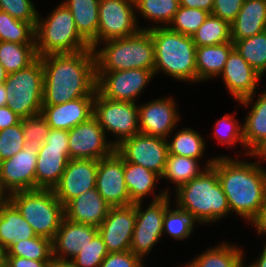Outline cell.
I'll use <instances>...</instances> for the list:
<instances>
[{"label":"cell","mask_w":266,"mask_h":267,"mask_svg":"<svg viewBox=\"0 0 266 267\" xmlns=\"http://www.w3.org/2000/svg\"><path fill=\"white\" fill-rule=\"evenodd\" d=\"M227 197L230 214L233 212L250 222L266 203V169L257 161L217 156L211 166Z\"/></svg>","instance_id":"2"},{"label":"cell","mask_w":266,"mask_h":267,"mask_svg":"<svg viewBox=\"0 0 266 267\" xmlns=\"http://www.w3.org/2000/svg\"><path fill=\"white\" fill-rule=\"evenodd\" d=\"M264 91L256 101L254 94L238 101L244 107H251L243 122L244 145L249 153L266 139V89Z\"/></svg>","instance_id":"26"},{"label":"cell","mask_w":266,"mask_h":267,"mask_svg":"<svg viewBox=\"0 0 266 267\" xmlns=\"http://www.w3.org/2000/svg\"><path fill=\"white\" fill-rule=\"evenodd\" d=\"M136 19L141 14L144 19L156 22V27H167L180 7L179 0H134ZM163 23V24H162ZM158 24H160L158 26ZM162 24V25H161Z\"/></svg>","instance_id":"36"},{"label":"cell","mask_w":266,"mask_h":267,"mask_svg":"<svg viewBox=\"0 0 266 267\" xmlns=\"http://www.w3.org/2000/svg\"><path fill=\"white\" fill-rule=\"evenodd\" d=\"M169 207L164 214L163 236L164 233L177 240L189 238L196 227V221L184 210L176 205L172 210Z\"/></svg>","instance_id":"39"},{"label":"cell","mask_w":266,"mask_h":267,"mask_svg":"<svg viewBox=\"0 0 266 267\" xmlns=\"http://www.w3.org/2000/svg\"><path fill=\"white\" fill-rule=\"evenodd\" d=\"M249 223L254 225L253 227L257 229L258 235H266V203L261 212L257 214Z\"/></svg>","instance_id":"52"},{"label":"cell","mask_w":266,"mask_h":267,"mask_svg":"<svg viewBox=\"0 0 266 267\" xmlns=\"http://www.w3.org/2000/svg\"><path fill=\"white\" fill-rule=\"evenodd\" d=\"M97 233V227L76 223L64 217L52 240V257L71 260L79 253L81 246L91 242Z\"/></svg>","instance_id":"23"},{"label":"cell","mask_w":266,"mask_h":267,"mask_svg":"<svg viewBox=\"0 0 266 267\" xmlns=\"http://www.w3.org/2000/svg\"><path fill=\"white\" fill-rule=\"evenodd\" d=\"M40 17L38 15L35 26L38 57L91 49L90 44L79 34L72 13L63 2L46 19Z\"/></svg>","instance_id":"6"},{"label":"cell","mask_w":266,"mask_h":267,"mask_svg":"<svg viewBox=\"0 0 266 267\" xmlns=\"http://www.w3.org/2000/svg\"><path fill=\"white\" fill-rule=\"evenodd\" d=\"M100 126L116 138L110 143L116 148L124 140L140 133L139 110L135 102L115 101L102 97L97 91L94 99V113Z\"/></svg>","instance_id":"9"},{"label":"cell","mask_w":266,"mask_h":267,"mask_svg":"<svg viewBox=\"0 0 266 267\" xmlns=\"http://www.w3.org/2000/svg\"><path fill=\"white\" fill-rule=\"evenodd\" d=\"M99 267H146L131 251L108 253Z\"/></svg>","instance_id":"47"},{"label":"cell","mask_w":266,"mask_h":267,"mask_svg":"<svg viewBox=\"0 0 266 267\" xmlns=\"http://www.w3.org/2000/svg\"><path fill=\"white\" fill-rule=\"evenodd\" d=\"M135 222V203L110 208L108 215L98 227V233L102 236L108 253L130 251Z\"/></svg>","instance_id":"19"},{"label":"cell","mask_w":266,"mask_h":267,"mask_svg":"<svg viewBox=\"0 0 266 267\" xmlns=\"http://www.w3.org/2000/svg\"><path fill=\"white\" fill-rule=\"evenodd\" d=\"M154 72L145 69L96 72V91L104 98L115 101L136 102L153 79Z\"/></svg>","instance_id":"13"},{"label":"cell","mask_w":266,"mask_h":267,"mask_svg":"<svg viewBox=\"0 0 266 267\" xmlns=\"http://www.w3.org/2000/svg\"><path fill=\"white\" fill-rule=\"evenodd\" d=\"M0 10L36 26L39 13L31 0H0Z\"/></svg>","instance_id":"46"},{"label":"cell","mask_w":266,"mask_h":267,"mask_svg":"<svg viewBox=\"0 0 266 267\" xmlns=\"http://www.w3.org/2000/svg\"><path fill=\"white\" fill-rule=\"evenodd\" d=\"M174 134L173 139H167L169 154L202 160L206 150V142L201 133L199 134L198 131L188 127L180 128Z\"/></svg>","instance_id":"34"},{"label":"cell","mask_w":266,"mask_h":267,"mask_svg":"<svg viewBox=\"0 0 266 267\" xmlns=\"http://www.w3.org/2000/svg\"><path fill=\"white\" fill-rule=\"evenodd\" d=\"M21 118L15 114L7 105L0 107V130L14 126Z\"/></svg>","instance_id":"50"},{"label":"cell","mask_w":266,"mask_h":267,"mask_svg":"<svg viewBox=\"0 0 266 267\" xmlns=\"http://www.w3.org/2000/svg\"><path fill=\"white\" fill-rule=\"evenodd\" d=\"M175 192L176 203L173 205L187 212L199 224H211L230 215L227 197L212 167Z\"/></svg>","instance_id":"3"},{"label":"cell","mask_w":266,"mask_h":267,"mask_svg":"<svg viewBox=\"0 0 266 267\" xmlns=\"http://www.w3.org/2000/svg\"><path fill=\"white\" fill-rule=\"evenodd\" d=\"M244 0H214L211 14L231 24L240 12Z\"/></svg>","instance_id":"48"},{"label":"cell","mask_w":266,"mask_h":267,"mask_svg":"<svg viewBox=\"0 0 266 267\" xmlns=\"http://www.w3.org/2000/svg\"><path fill=\"white\" fill-rule=\"evenodd\" d=\"M98 160L70 159L59 183L53 188L56 198L65 206L83 192L96 188Z\"/></svg>","instance_id":"20"},{"label":"cell","mask_w":266,"mask_h":267,"mask_svg":"<svg viewBox=\"0 0 266 267\" xmlns=\"http://www.w3.org/2000/svg\"><path fill=\"white\" fill-rule=\"evenodd\" d=\"M68 140L70 159L100 160L115 151L94 115L68 130Z\"/></svg>","instance_id":"15"},{"label":"cell","mask_w":266,"mask_h":267,"mask_svg":"<svg viewBox=\"0 0 266 267\" xmlns=\"http://www.w3.org/2000/svg\"><path fill=\"white\" fill-rule=\"evenodd\" d=\"M38 58L35 44L0 41V63L8 74L29 67Z\"/></svg>","instance_id":"33"},{"label":"cell","mask_w":266,"mask_h":267,"mask_svg":"<svg viewBox=\"0 0 266 267\" xmlns=\"http://www.w3.org/2000/svg\"><path fill=\"white\" fill-rule=\"evenodd\" d=\"M215 157L206 162L200 169V160L191 157L168 154L166 167L161 179L170 180L177 190L181 185L188 183L192 179L200 176L207 168L214 163Z\"/></svg>","instance_id":"31"},{"label":"cell","mask_w":266,"mask_h":267,"mask_svg":"<svg viewBox=\"0 0 266 267\" xmlns=\"http://www.w3.org/2000/svg\"><path fill=\"white\" fill-rule=\"evenodd\" d=\"M7 105V95L5 90V84L0 85V107Z\"/></svg>","instance_id":"56"},{"label":"cell","mask_w":266,"mask_h":267,"mask_svg":"<svg viewBox=\"0 0 266 267\" xmlns=\"http://www.w3.org/2000/svg\"><path fill=\"white\" fill-rule=\"evenodd\" d=\"M103 48L93 49L96 72L145 69L154 72V41L148 30L134 35L102 42ZM105 44V45H104Z\"/></svg>","instance_id":"5"},{"label":"cell","mask_w":266,"mask_h":267,"mask_svg":"<svg viewBox=\"0 0 266 267\" xmlns=\"http://www.w3.org/2000/svg\"><path fill=\"white\" fill-rule=\"evenodd\" d=\"M51 260H32L18 256H6V263L11 267H47Z\"/></svg>","instance_id":"49"},{"label":"cell","mask_w":266,"mask_h":267,"mask_svg":"<svg viewBox=\"0 0 266 267\" xmlns=\"http://www.w3.org/2000/svg\"><path fill=\"white\" fill-rule=\"evenodd\" d=\"M36 236L32 226L22 217L16 206L7 199L0 206V245L7 252L20 240Z\"/></svg>","instance_id":"27"},{"label":"cell","mask_w":266,"mask_h":267,"mask_svg":"<svg viewBox=\"0 0 266 267\" xmlns=\"http://www.w3.org/2000/svg\"><path fill=\"white\" fill-rule=\"evenodd\" d=\"M8 73L6 72L3 65L0 63V85L5 84V81L7 79Z\"/></svg>","instance_id":"57"},{"label":"cell","mask_w":266,"mask_h":267,"mask_svg":"<svg viewBox=\"0 0 266 267\" xmlns=\"http://www.w3.org/2000/svg\"><path fill=\"white\" fill-rule=\"evenodd\" d=\"M1 267H11V266L8 265V264L5 262Z\"/></svg>","instance_id":"60"},{"label":"cell","mask_w":266,"mask_h":267,"mask_svg":"<svg viewBox=\"0 0 266 267\" xmlns=\"http://www.w3.org/2000/svg\"><path fill=\"white\" fill-rule=\"evenodd\" d=\"M8 199V195L0 187V206Z\"/></svg>","instance_id":"59"},{"label":"cell","mask_w":266,"mask_h":267,"mask_svg":"<svg viewBox=\"0 0 266 267\" xmlns=\"http://www.w3.org/2000/svg\"><path fill=\"white\" fill-rule=\"evenodd\" d=\"M174 99L164 96L138 105L140 133L169 139L181 116Z\"/></svg>","instance_id":"17"},{"label":"cell","mask_w":266,"mask_h":267,"mask_svg":"<svg viewBox=\"0 0 266 267\" xmlns=\"http://www.w3.org/2000/svg\"><path fill=\"white\" fill-rule=\"evenodd\" d=\"M96 190L111 207L134 204L124 180V159L116 151L98 160Z\"/></svg>","instance_id":"16"},{"label":"cell","mask_w":266,"mask_h":267,"mask_svg":"<svg viewBox=\"0 0 266 267\" xmlns=\"http://www.w3.org/2000/svg\"><path fill=\"white\" fill-rule=\"evenodd\" d=\"M0 41L35 44V26L0 10Z\"/></svg>","instance_id":"38"},{"label":"cell","mask_w":266,"mask_h":267,"mask_svg":"<svg viewBox=\"0 0 266 267\" xmlns=\"http://www.w3.org/2000/svg\"><path fill=\"white\" fill-rule=\"evenodd\" d=\"M209 14L202 9L180 6L167 27L174 32L192 37Z\"/></svg>","instance_id":"41"},{"label":"cell","mask_w":266,"mask_h":267,"mask_svg":"<svg viewBox=\"0 0 266 267\" xmlns=\"http://www.w3.org/2000/svg\"><path fill=\"white\" fill-rule=\"evenodd\" d=\"M230 27L231 40H242L266 30V0H244Z\"/></svg>","instance_id":"28"},{"label":"cell","mask_w":266,"mask_h":267,"mask_svg":"<svg viewBox=\"0 0 266 267\" xmlns=\"http://www.w3.org/2000/svg\"><path fill=\"white\" fill-rule=\"evenodd\" d=\"M143 202H136V222L130 244V251L142 260L163 237L165 211L171 205L170 195L158 201H151L143 210Z\"/></svg>","instance_id":"12"},{"label":"cell","mask_w":266,"mask_h":267,"mask_svg":"<svg viewBox=\"0 0 266 267\" xmlns=\"http://www.w3.org/2000/svg\"><path fill=\"white\" fill-rule=\"evenodd\" d=\"M25 145L21 121L14 126L0 130V162L13 157Z\"/></svg>","instance_id":"45"},{"label":"cell","mask_w":266,"mask_h":267,"mask_svg":"<svg viewBox=\"0 0 266 267\" xmlns=\"http://www.w3.org/2000/svg\"><path fill=\"white\" fill-rule=\"evenodd\" d=\"M6 256H18L36 261L51 260L52 241L42 236L20 240L6 252Z\"/></svg>","instance_id":"40"},{"label":"cell","mask_w":266,"mask_h":267,"mask_svg":"<svg viewBox=\"0 0 266 267\" xmlns=\"http://www.w3.org/2000/svg\"><path fill=\"white\" fill-rule=\"evenodd\" d=\"M47 267H76L71 260L52 258Z\"/></svg>","instance_id":"54"},{"label":"cell","mask_w":266,"mask_h":267,"mask_svg":"<svg viewBox=\"0 0 266 267\" xmlns=\"http://www.w3.org/2000/svg\"><path fill=\"white\" fill-rule=\"evenodd\" d=\"M115 151L126 161L163 175L169 154L167 139L138 133L124 140Z\"/></svg>","instance_id":"14"},{"label":"cell","mask_w":266,"mask_h":267,"mask_svg":"<svg viewBox=\"0 0 266 267\" xmlns=\"http://www.w3.org/2000/svg\"><path fill=\"white\" fill-rule=\"evenodd\" d=\"M240 267H249V266L248 265L246 266L244 263H242Z\"/></svg>","instance_id":"61"},{"label":"cell","mask_w":266,"mask_h":267,"mask_svg":"<svg viewBox=\"0 0 266 267\" xmlns=\"http://www.w3.org/2000/svg\"><path fill=\"white\" fill-rule=\"evenodd\" d=\"M230 28V24L227 21L209 14L204 23L192 35V40L196 47L232 42Z\"/></svg>","instance_id":"35"},{"label":"cell","mask_w":266,"mask_h":267,"mask_svg":"<svg viewBox=\"0 0 266 267\" xmlns=\"http://www.w3.org/2000/svg\"><path fill=\"white\" fill-rule=\"evenodd\" d=\"M98 18L97 38L90 44L92 50L99 49L104 41L125 38L141 29L134 0H100Z\"/></svg>","instance_id":"11"},{"label":"cell","mask_w":266,"mask_h":267,"mask_svg":"<svg viewBox=\"0 0 266 267\" xmlns=\"http://www.w3.org/2000/svg\"><path fill=\"white\" fill-rule=\"evenodd\" d=\"M160 179L161 177L157 173L141 165L124 160V180L129 198L133 203L144 201L143 198L146 199L151 193L153 195L152 201H158L170 195L168 188L167 190L164 189V191L161 190L159 194L153 192Z\"/></svg>","instance_id":"25"},{"label":"cell","mask_w":266,"mask_h":267,"mask_svg":"<svg viewBox=\"0 0 266 267\" xmlns=\"http://www.w3.org/2000/svg\"><path fill=\"white\" fill-rule=\"evenodd\" d=\"M5 261H6V251L0 245V267L5 263Z\"/></svg>","instance_id":"58"},{"label":"cell","mask_w":266,"mask_h":267,"mask_svg":"<svg viewBox=\"0 0 266 267\" xmlns=\"http://www.w3.org/2000/svg\"><path fill=\"white\" fill-rule=\"evenodd\" d=\"M251 156L258 158L259 160H257V162L259 164H261V162L263 163L264 161H266V139L250 153L249 158Z\"/></svg>","instance_id":"53"},{"label":"cell","mask_w":266,"mask_h":267,"mask_svg":"<svg viewBox=\"0 0 266 267\" xmlns=\"http://www.w3.org/2000/svg\"><path fill=\"white\" fill-rule=\"evenodd\" d=\"M180 6L202 9L211 14L214 0H179Z\"/></svg>","instance_id":"51"},{"label":"cell","mask_w":266,"mask_h":267,"mask_svg":"<svg viewBox=\"0 0 266 267\" xmlns=\"http://www.w3.org/2000/svg\"><path fill=\"white\" fill-rule=\"evenodd\" d=\"M72 13L79 34L91 44L97 38L100 0H63Z\"/></svg>","instance_id":"30"},{"label":"cell","mask_w":266,"mask_h":267,"mask_svg":"<svg viewBox=\"0 0 266 267\" xmlns=\"http://www.w3.org/2000/svg\"><path fill=\"white\" fill-rule=\"evenodd\" d=\"M234 48L262 77L266 73V30L242 40H232Z\"/></svg>","instance_id":"37"},{"label":"cell","mask_w":266,"mask_h":267,"mask_svg":"<svg viewBox=\"0 0 266 267\" xmlns=\"http://www.w3.org/2000/svg\"><path fill=\"white\" fill-rule=\"evenodd\" d=\"M226 114L219 119L214 127V134L218 143L228 145L227 147L232 148V144L235 145L240 142V145L244 147V156H250V153L245 150L244 139H243V124H240L237 119L234 118L233 114Z\"/></svg>","instance_id":"42"},{"label":"cell","mask_w":266,"mask_h":267,"mask_svg":"<svg viewBox=\"0 0 266 267\" xmlns=\"http://www.w3.org/2000/svg\"><path fill=\"white\" fill-rule=\"evenodd\" d=\"M263 250L260 252V256L255 262H252L249 267H266V243L263 244Z\"/></svg>","instance_id":"55"},{"label":"cell","mask_w":266,"mask_h":267,"mask_svg":"<svg viewBox=\"0 0 266 267\" xmlns=\"http://www.w3.org/2000/svg\"><path fill=\"white\" fill-rule=\"evenodd\" d=\"M39 58L43 66V105L95 97L97 77L92 49Z\"/></svg>","instance_id":"1"},{"label":"cell","mask_w":266,"mask_h":267,"mask_svg":"<svg viewBox=\"0 0 266 267\" xmlns=\"http://www.w3.org/2000/svg\"><path fill=\"white\" fill-rule=\"evenodd\" d=\"M37 151L28 146L13 157L0 162V187L9 195L22 190L36 189Z\"/></svg>","instance_id":"18"},{"label":"cell","mask_w":266,"mask_h":267,"mask_svg":"<svg viewBox=\"0 0 266 267\" xmlns=\"http://www.w3.org/2000/svg\"><path fill=\"white\" fill-rule=\"evenodd\" d=\"M111 206L96 188L83 192L64 206L65 218L76 223L99 227Z\"/></svg>","instance_id":"24"},{"label":"cell","mask_w":266,"mask_h":267,"mask_svg":"<svg viewBox=\"0 0 266 267\" xmlns=\"http://www.w3.org/2000/svg\"><path fill=\"white\" fill-rule=\"evenodd\" d=\"M141 29L148 30L154 41V75L163 73L177 81L197 83L196 45L191 36L155 24Z\"/></svg>","instance_id":"4"},{"label":"cell","mask_w":266,"mask_h":267,"mask_svg":"<svg viewBox=\"0 0 266 267\" xmlns=\"http://www.w3.org/2000/svg\"><path fill=\"white\" fill-rule=\"evenodd\" d=\"M20 121L26 146L38 151L45 142L51 127L41 113L21 119Z\"/></svg>","instance_id":"44"},{"label":"cell","mask_w":266,"mask_h":267,"mask_svg":"<svg viewBox=\"0 0 266 267\" xmlns=\"http://www.w3.org/2000/svg\"><path fill=\"white\" fill-rule=\"evenodd\" d=\"M68 130L50 129L37 151L36 189H53L60 181L69 158Z\"/></svg>","instance_id":"10"},{"label":"cell","mask_w":266,"mask_h":267,"mask_svg":"<svg viewBox=\"0 0 266 267\" xmlns=\"http://www.w3.org/2000/svg\"><path fill=\"white\" fill-rule=\"evenodd\" d=\"M7 106L21 119L41 113L43 66L38 58L29 67L9 73L5 81Z\"/></svg>","instance_id":"8"},{"label":"cell","mask_w":266,"mask_h":267,"mask_svg":"<svg viewBox=\"0 0 266 267\" xmlns=\"http://www.w3.org/2000/svg\"><path fill=\"white\" fill-rule=\"evenodd\" d=\"M108 250L102 236L97 233L91 242L81 246L79 253L71 261L76 267H99Z\"/></svg>","instance_id":"43"},{"label":"cell","mask_w":266,"mask_h":267,"mask_svg":"<svg viewBox=\"0 0 266 267\" xmlns=\"http://www.w3.org/2000/svg\"><path fill=\"white\" fill-rule=\"evenodd\" d=\"M8 199L32 226L37 236L54 239L65 217L64 206L53 189L22 190L10 193Z\"/></svg>","instance_id":"7"},{"label":"cell","mask_w":266,"mask_h":267,"mask_svg":"<svg viewBox=\"0 0 266 267\" xmlns=\"http://www.w3.org/2000/svg\"><path fill=\"white\" fill-rule=\"evenodd\" d=\"M233 49V42L196 47L197 82L219 77Z\"/></svg>","instance_id":"29"},{"label":"cell","mask_w":266,"mask_h":267,"mask_svg":"<svg viewBox=\"0 0 266 267\" xmlns=\"http://www.w3.org/2000/svg\"><path fill=\"white\" fill-rule=\"evenodd\" d=\"M95 97H81L58 105H43L41 115L52 129L71 130L94 113Z\"/></svg>","instance_id":"22"},{"label":"cell","mask_w":266,"mask_h":267,"mask_svg":"<svg viewBox=\"0 0 266 267\" xmlns=\"http://www.w3.org/2000/svg\"><path fill=\"white\" fill-rule=\"evenodd\" d=\"M219 77L222 78L227 91L236 101L253 94L257 97L256 89H259L257 86L262 79V76L246 62L235 48L230 52Z\"/></svg>","instance_id":"21"},{"label":"cell","mask_w":266,"mask_h":267,"mask_svg":"<svg viewBox=\"0 0 266 267\" xmlns=\"http://www.w3.org/2000/svg\"><path fill=\"white\" fill-rule=\"evenodd\" d=\"M207 249L184 267H240L244 262L243 250L235 244L222 242Z\"/></svg>","instance_id":"32"}]
</instances>
